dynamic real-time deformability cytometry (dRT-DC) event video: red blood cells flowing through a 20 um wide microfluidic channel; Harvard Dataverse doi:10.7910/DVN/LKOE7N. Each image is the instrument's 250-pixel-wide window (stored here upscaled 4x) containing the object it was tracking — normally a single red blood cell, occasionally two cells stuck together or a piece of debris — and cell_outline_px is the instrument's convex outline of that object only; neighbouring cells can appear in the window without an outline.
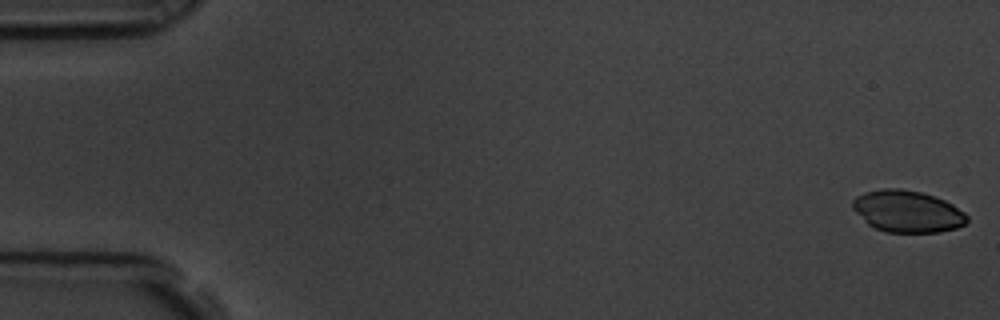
{"species": "common noctule bat (a hibernating species)", "species_latin": "Nyctalus noctula", "temperature_condition": "room temperature", "stored_images_in_passage": 5, "camera_frame_rate_fps": 3000, "um_per_image_px": 0.085, "animal": {"sex": "male", "body_mass_g": 19.5, "forearm_length_mm": 54.6}, "frame": {"image": 1, "passage_image": 1, "time_ms": 0.0, "image_size_px": [1000, 320], "cell_outline_px": [[968, 220], [964, 224], [956, 228], [940, 232], [884, 232], [868, 224], [852, 208], [852, 200], [856, 196], [864, 192], [884, 188], [900, 188], [920, 192], [936, 196], [952, 204], [964, 212], [968, 216]], "centroid_in_image_um": [77.12, 17.96], "position_along_channel_um": 7.9, "area_um2": 27.92}}
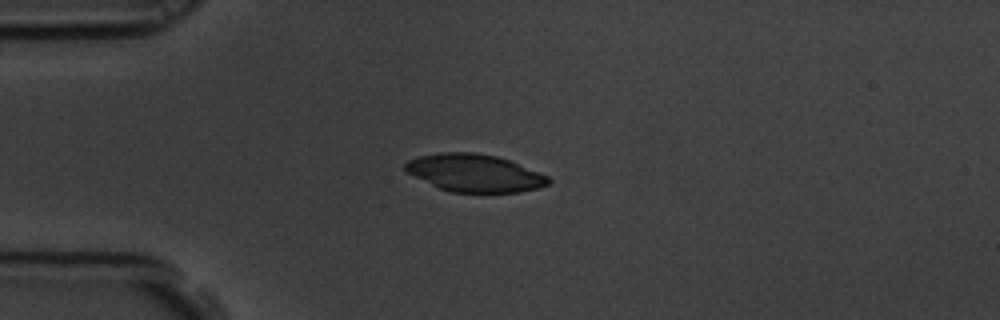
{"frame": {"image": 2, "passage_image": 5, "time_ms": 1.333, "image_size_px": [1000, 320], "cell_outline_px": [[552, 180], [548, 184], [536, 188], [520, 192], [452, 192], [440, 188], [408, 172], [404, 168], [404, 164], [408, 160], [420, 156], [440, 152], [476, 152], [496, 156], [508, 160], [548, 176]], "centroid_in_image_um": [40.35, 14.7], "position_along_channel_um": 44.7, "area_um2": 30.87}}